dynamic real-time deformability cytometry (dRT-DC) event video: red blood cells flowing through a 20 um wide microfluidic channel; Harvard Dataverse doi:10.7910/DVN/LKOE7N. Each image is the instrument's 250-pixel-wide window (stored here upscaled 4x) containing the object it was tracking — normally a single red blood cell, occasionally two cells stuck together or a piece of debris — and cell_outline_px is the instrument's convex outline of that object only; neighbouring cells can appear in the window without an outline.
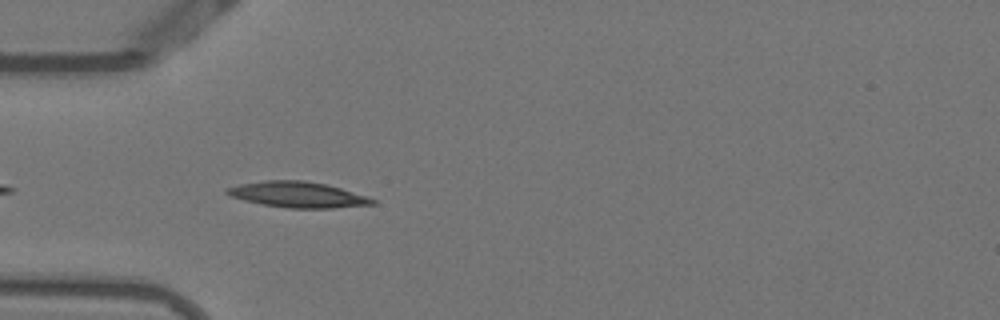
{"species": "Egyptian fruit bat (a non-hibernating species)", "species_latin": "Rousettus aegyptiacus", "temperature_condition": "warm", "stored_images_in_passage": 35, "camera_frame_rate_fps": 3000, "um_per_image_px": 0.085, "animal": {"sex": "female"}, "frame": {"image": 1, "passage_image": 3, "time_ms": 0.667, "image_size_px": [1000, 320], "cell_outline_px": [[376, 204], [332, 208], [288, 208], [264, 204], [244, 200], [232, 196], [224, 192], [224, 188], [240, 184], [264, 180], [304, 180], [324, 184], [340, 188], [368, 196], [376, 200]], "centroid_in_image_um": [25.31, 16.54], "position_along_channel_um": 59.7, "area_um2": 21.73}}
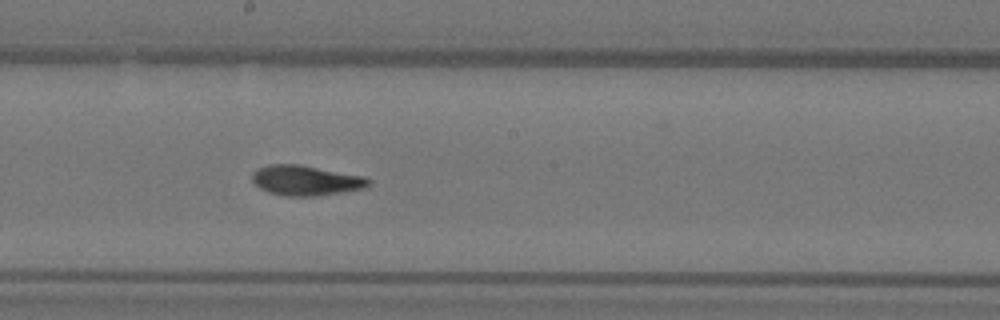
{"frame": {"image": 2, "passage_image": 16, "time_ms": 5.0, "image_size_px": [1000, 320], "cell_outline_px": [[372, 184], [368, 188], [344, 192], [316, 196], [284, 196], [268, 192], [260, 188], [252, 180], [252, 172], [256, 168], [268, 164], [300, 164], [368, 176], [372, 180]], "centroid_in_image_um": [26.07, 15.33], "position_along_channel_um": 222.1, "area_um2": 21.04}}
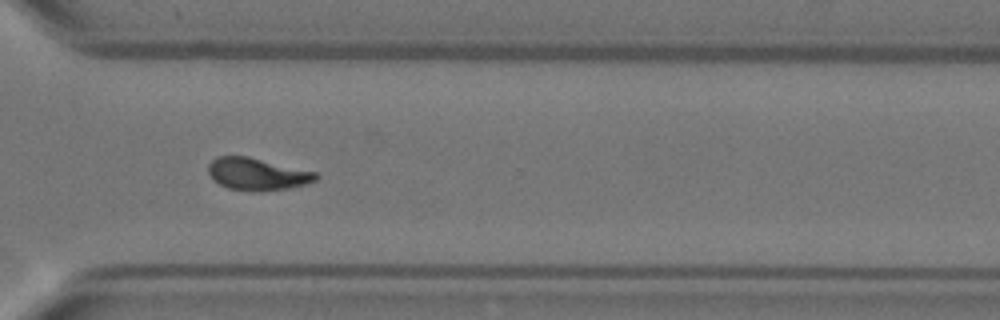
{"frame": {"image": 3, "passage_image": 26, "time_ms": 8.333, "image_size_px": [1000, 320], "cell_outline_px": [[320, 176], [316, 180], [308, 184], [288, 188], [252, 192], [228, 188], [212, 180], [208, 172], [208, 164], [216, 156], [248, 156], [316, 172]], "centroid_in_image_um": [21.85, 14.8], "position_along_channel_um": 348.7, "area_um2": 20.35}, "authors_computed_cell_mechanics": {"area_um2": 19.941, "velocity_mm_per_s": 3.8131, "shape_relaxation_time_tau1_ms": 8.3646, "shape_relaxation_time_tau2_ms": 2.6458, "deformation_change_tau1": 0.2561, "deformation_change_tau2": 0.0948}}